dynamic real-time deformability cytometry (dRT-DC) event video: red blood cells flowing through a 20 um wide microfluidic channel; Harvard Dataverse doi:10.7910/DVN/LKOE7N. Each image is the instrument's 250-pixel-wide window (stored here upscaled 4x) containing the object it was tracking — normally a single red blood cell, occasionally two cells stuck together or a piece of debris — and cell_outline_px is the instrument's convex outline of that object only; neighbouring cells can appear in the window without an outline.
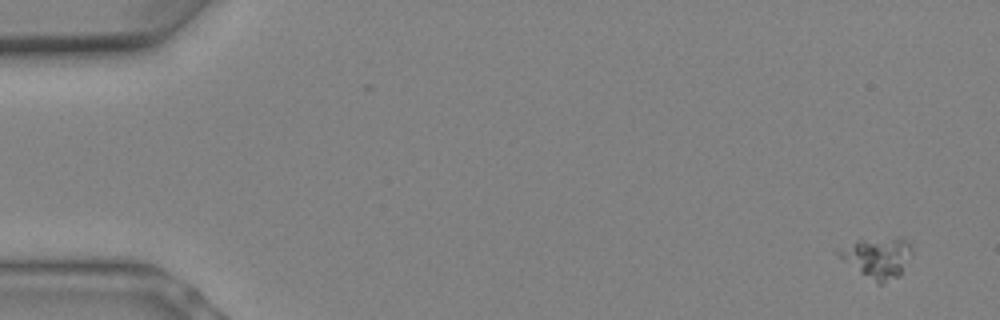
{"species": "Egyptian fruit bat (a non-hibernating species)", "species_latin": "Rousettus aegyptiacus", "temperature_condition": "warm", "stored_images_in_passage": 7, "camera_frame_rate_fps": 3000, "um_per_image_px": 0.085, "animal": {"sex": "female"}, "frame": {"image": 1, "passage_image": 1, "time_ms": 0.0, "image_size_px": [1000, 320], "cell_outline_px": [[912, 252], [900, 276], [884, 284], [876, 284], [844, 260], [836, 252], [856, 240], [900, 236], [908, 240], [912, 248]], "centroid_in_image_um": [74.66, 21.88], "position_along_channel_um": 10.3, "area_um2": 17.34}}
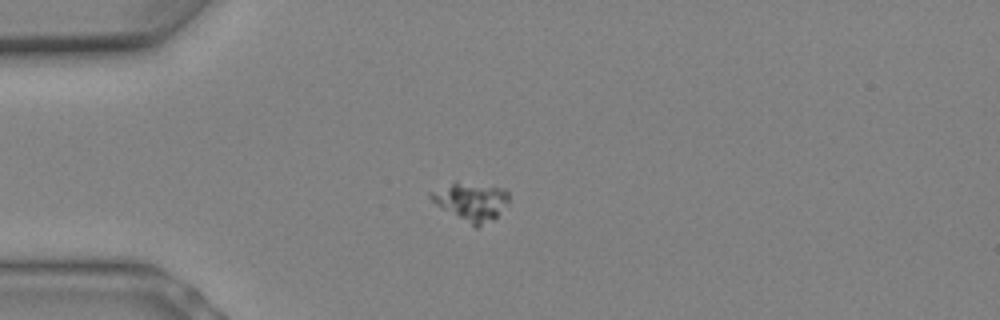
{"frame": {"image": 2, "passage_image": 6, "time_ms": 1.667, "image_size_px": [1000, 320], "cell_outline_px": [[508, 204], [492, 220], [476, 228], [436, 204], [428, 196], [428, 192], [452, 180], [456, 180], [504, 188], [508, 192]], "centroid_in_image_um": [40.01, 17.08], "position_along_channel_um": 45.0, "area_um2": 17.63}}